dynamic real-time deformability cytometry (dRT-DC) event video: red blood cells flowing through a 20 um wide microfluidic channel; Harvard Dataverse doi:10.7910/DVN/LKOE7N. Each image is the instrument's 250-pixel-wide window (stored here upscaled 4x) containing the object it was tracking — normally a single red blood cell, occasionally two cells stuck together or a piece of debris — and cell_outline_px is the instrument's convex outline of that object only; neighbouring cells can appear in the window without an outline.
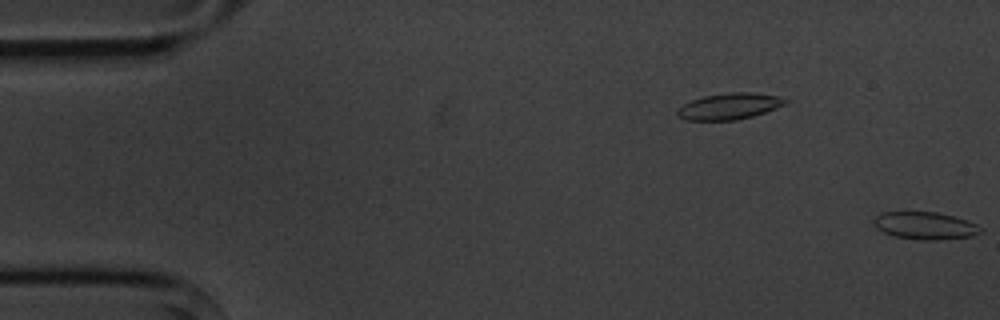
{"species": "common noctule bat (a hibernating species)", "species_latin": "Nyctalus noctula", "temperature_condition": "cold", "stored_images_in_passage": 3, "camera_frame_rate_fps": 3000, "um_per_image_px": 0.085, "animal": {"sex": "male", "body_mass_g": 20.1, "forearm_length_mm": 53.5}, "frame": {"image": 1, "passage_image": 3, "time_ms": 2.333, "image_size_px": [1000, 320], "cell_outline_px": [[984, 232], [972, 236], [936, 240], [920, 240], [892, 236], [876, 228], [872, 224], [872, 220], [880, 212], [936, 212], [956, 216], [968, 220], [984, 228]], "centroid_in_image_um": [78.65, 19.18], "position_along_channel_um": 6.4, "area_um2": 17.46}}